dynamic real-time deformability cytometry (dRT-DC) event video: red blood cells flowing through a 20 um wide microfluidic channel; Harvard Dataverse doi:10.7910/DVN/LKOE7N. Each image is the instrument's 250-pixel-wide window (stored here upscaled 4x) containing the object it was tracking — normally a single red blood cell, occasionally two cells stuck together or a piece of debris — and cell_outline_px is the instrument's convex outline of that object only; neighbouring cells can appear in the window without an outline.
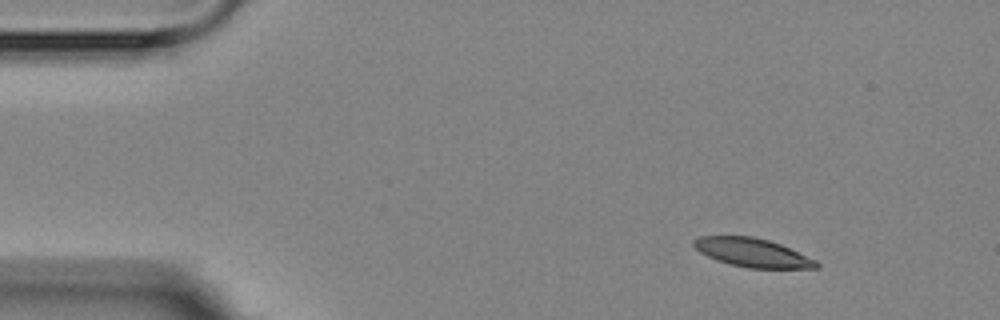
{"species": "Egyptian fruit bat (a non-hibernating species)", "species_latin": "Rousettus aegyptiacus", "temperature_condition": "room temperature", "stored_images_in_passage": 4, "camera_frame_rate_fps": 3000, "um_per_image_px": 0.085, "animal": {"sex": "female"}, "frame": {"image": 1, "passage_image": 1, "time_ms": 0.0, "image_size_px": [1000, 320], "cell_outline_px": [[820, 268], [748, 268], [716, 260], [700, 252], [692, 244], [692, 240], [700, 236], [752, 236], [768, 240], [780, 244], [816, 260], [820, 264]], "centroid_in_image_um": [63.95, 21.47], "position_along_channel_um": 21.0, "area_um2": 20.35}}
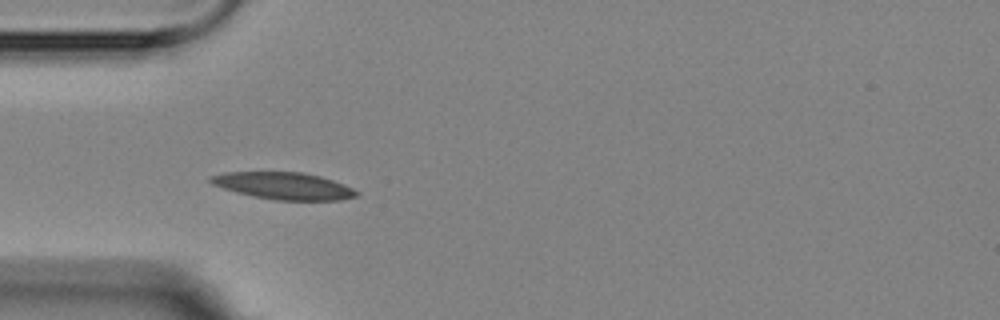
{"frame": {"image": 2, "passage_image": 4, "time_ms": 3.333, "image_size_px": [1000, 320], "cell_outline_px": [[360, 196], [340, 200], [276, 200], [252, 196], [236, 192], [212, 184], [208, 180], [208, 176], [224, 172], [300, 172], [320, 176], [344, 184], [360, 192]], "centroid_in_image_um": [24.12, 15.8], "position_along_channel_um": 60.9, "area_um2": 23.06}}